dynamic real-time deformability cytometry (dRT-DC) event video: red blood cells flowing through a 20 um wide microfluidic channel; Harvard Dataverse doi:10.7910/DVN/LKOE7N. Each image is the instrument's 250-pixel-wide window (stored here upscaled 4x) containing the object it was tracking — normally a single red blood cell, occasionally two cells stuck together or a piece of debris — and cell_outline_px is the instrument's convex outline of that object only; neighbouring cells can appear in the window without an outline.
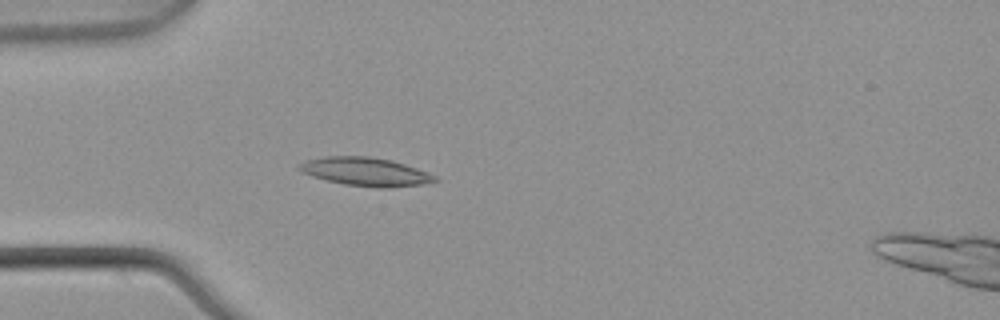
{"species": "common noctule bat (a hibernating species)", "species_latin": "Nyctalus noctula", "temperature_condition": "warm", "stored_images_in_passage": 3, "camera_frame_rate_fps": 3000, "um_per_image_px": 0.085, "animal": {"sex": "male", "body_mass_g": 21.5, "forearm_length_mm": 52.0}, "frame": {"image": 1, "passage_image": 3, "time_ms": 0.667, "image_size_px": [1000, 320], "cell_outline_px": [[440, 180], [424, 184], [392, 188], [376, 188], [344, 184], [312, 176], [296, 168], [300, 164], [308, 160], [324, 156], [368, 156], [392, 160], [428, 172], [436, 176]], "centroid_in_image_um": [31.12, 14.6], "position_along_channel_um": 53.9, "area_um2": 22.48}}